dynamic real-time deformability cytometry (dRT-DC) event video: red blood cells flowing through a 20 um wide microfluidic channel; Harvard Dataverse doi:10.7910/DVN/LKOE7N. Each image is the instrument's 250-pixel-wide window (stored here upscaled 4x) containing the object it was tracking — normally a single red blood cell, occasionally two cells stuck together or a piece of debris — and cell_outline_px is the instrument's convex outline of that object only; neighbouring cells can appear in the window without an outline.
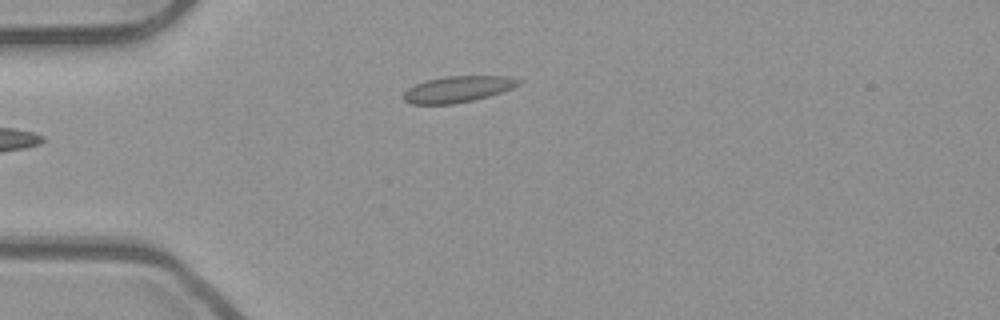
{"species": "common noctule bat (a hibernating species)", "species_latin": "Nyctalus noctula", "temperature_condition": "room temperature", "stored_images_in_passage": 36, "camera_frame_rate_fps": 3000, "um_per_image_px": 0.085, "animal": {"sex": "male", "body_mass_g": 23.1, "forearm_length_mm": 52.7}, "frame": {"image": 1, "passage_image": 1, "time_ms": 0.0, "image_size_px": [1000, 320], "cell_outline_px": [[524, 80], [520, 84], [512, 88], [488, 96], [472, 100], [452, 104], [412, 104], [404, 100], [404, 92], [408, 88], [416, 84], [428, 80], [444, 76], [508, 76]], "centroid_in_image_um": [38.93, 7.57], "position_along_channel_um": 46.1, "area_um2": 17.46}}
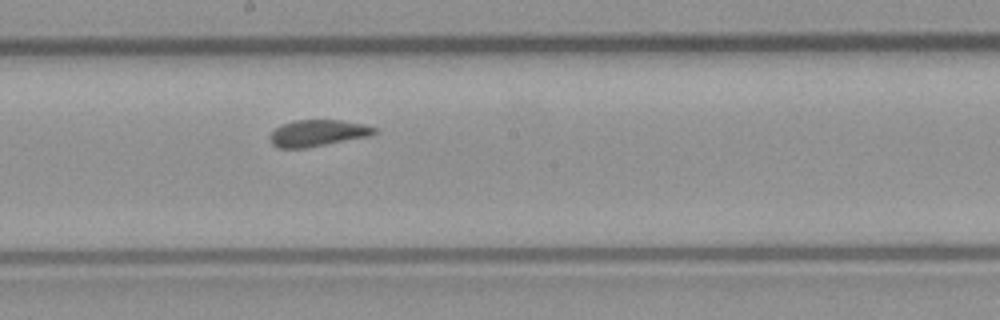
{"frame": {"image": 2, "passage_image": 16, "time_ms": 5.0, "image_size_px": [1000, 320], "cell_outline_px": [[376, 132], [372, 136], [308, 148], [276, 148], [272, 144], [268, 136], [280, 124], [296, 120], [340, 120], [360, 124], [376, 128]], "centroid_in_image_um": [26.97, 11.33], "position_along_channel_um": 221.2, "area_um2": 16.3}}
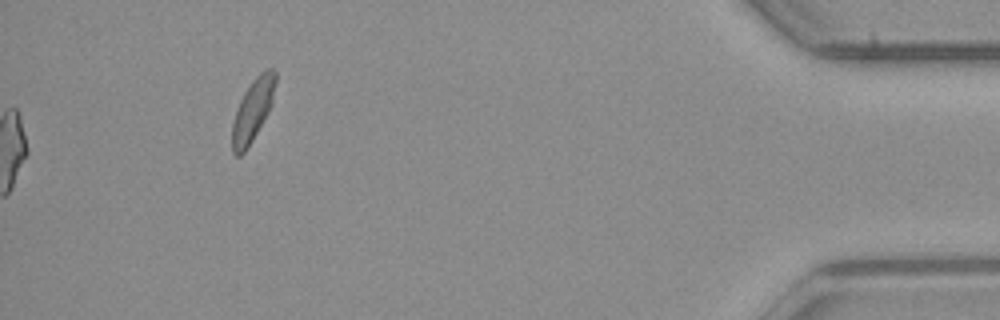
{"frame": {"image": 3, "passage_image": 36, "time_ms": 11.667, "image_size_px": [1000, 320], "cell_outline_px": [[276, 80], [272, 104], [268, 112], [252, 140], [244, 152], [240, 156], [236, 156], [232, 152], [232, 124], [240, 100], [244, 92], [252, 80], [264, 68], [272, 68], [276, 72]], "centroid_in_image_um": [21.49, 9.33], "position_along_channel_um": 413.7, "area_um2": 15.61}}